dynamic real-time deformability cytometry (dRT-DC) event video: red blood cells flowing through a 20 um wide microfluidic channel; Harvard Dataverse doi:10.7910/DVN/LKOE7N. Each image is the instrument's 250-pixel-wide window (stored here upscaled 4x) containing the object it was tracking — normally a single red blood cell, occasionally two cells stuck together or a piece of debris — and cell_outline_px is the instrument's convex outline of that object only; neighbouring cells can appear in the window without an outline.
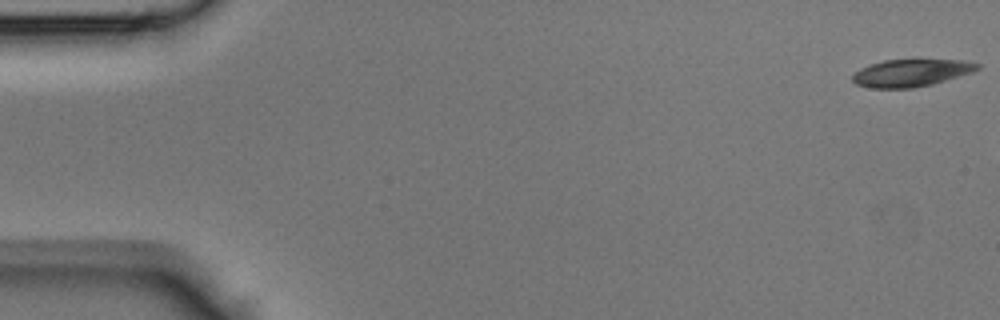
{"species": "Egyptian fruit bat (a non-hibernating species)", "species_latin": "Rousettus aegyptiacus", "temperature_condition": "room temperature", "stored_images_in_passage": 7, "camera_frame_rate_fps": 3000, "um_per_image_px": 0.085, "animal": {"sex": "male"}, "frame": {"image": 1, "passage_image": 1, "time_ms": 0.0, "image_size_px": [1000, 320], "cell_outline_px": [[980, 68], [972, 72], [932, 84], [912, 88], [872, 88], [856, 84], [852, 80], [852, 76], [860, 68], [884, 60], [916, 56], [964, 60], [980, 64]], "centroid_in_image_um": [77.49, 6.13], "position_along_channel_um": 7.5, "area_um2": 20.81}}